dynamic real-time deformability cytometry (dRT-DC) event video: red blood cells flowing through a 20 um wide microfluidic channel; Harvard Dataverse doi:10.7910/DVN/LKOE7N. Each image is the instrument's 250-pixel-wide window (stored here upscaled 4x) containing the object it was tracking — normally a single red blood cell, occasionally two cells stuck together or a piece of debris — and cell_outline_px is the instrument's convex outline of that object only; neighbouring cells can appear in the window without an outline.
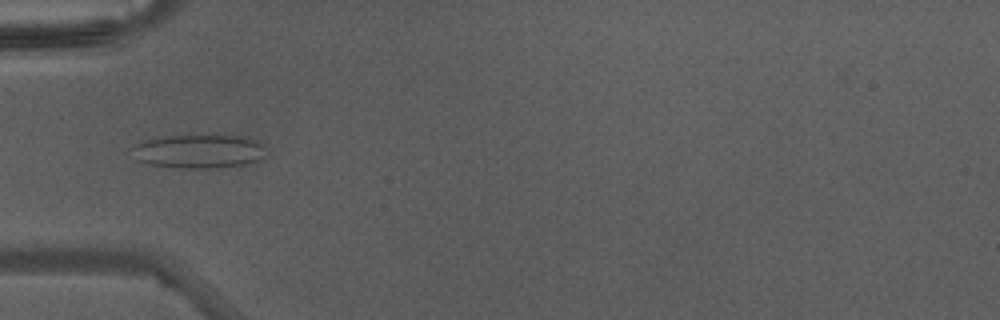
{"species": "Egyptian fruit bat (a non-hibernating species)", "species_latin": "Rousettus aegyptiacus", "temperature_condition": "warm", "stored_images_in_passage": 5, "camera_frame_rate_fps": 3000, "um_per_image_px": 0.085, "animal": {"sex": "male"}, "frame": {"image": 1, "passage_image": 2, "time_ms": 0.333, "image_size_px": [1000, 320], "cell_outline_px": [[264, 156], [248, 164], [216, 168], [184, 168], [148, 164], [140, 160], [132, 148], [144, 140], [168, 136], [248, 136], [264, 144]], "centroid_in_image_um": [16.98, 12.86], "position_along_channel_um": 68.0, "area_um2": 25.95}}